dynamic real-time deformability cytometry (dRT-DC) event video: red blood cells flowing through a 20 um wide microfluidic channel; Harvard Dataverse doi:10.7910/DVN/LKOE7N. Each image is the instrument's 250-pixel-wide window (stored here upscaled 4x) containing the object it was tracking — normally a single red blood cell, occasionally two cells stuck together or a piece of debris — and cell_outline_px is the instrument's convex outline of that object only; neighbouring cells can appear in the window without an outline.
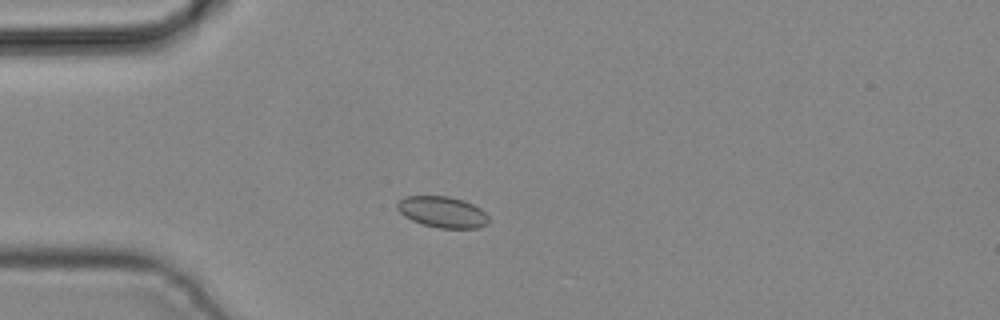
{"species": "common noctule bat (a hibernating species)", "species_latin": "Nyctalus noctula", "temperature_condition": "cold", "stored_images_in_passage": 3, "camera_frame_rate_fps": 3000, "um_per_image_px": 0.085, "animal": {"sex": "male", "body_mass_g": 19.2, "forearm_length_mm": 51.8}, "frame": {"image": 1, "passage_image": 2, "time_ms": 0.333, "image_size_px": [1000, 320], "cell_outline_px": [[488, 224], [476, 228], [436, 228], [412, 220], [404, 216], [396, 208], [396, 204], [404, 196], [448, 196], [464, 200], [480, 208], [488, 216]], "centroid_in_image_um": [37.6, 18.02], "position_along_channel_um": 47.4, "area_um2": 16.59}}